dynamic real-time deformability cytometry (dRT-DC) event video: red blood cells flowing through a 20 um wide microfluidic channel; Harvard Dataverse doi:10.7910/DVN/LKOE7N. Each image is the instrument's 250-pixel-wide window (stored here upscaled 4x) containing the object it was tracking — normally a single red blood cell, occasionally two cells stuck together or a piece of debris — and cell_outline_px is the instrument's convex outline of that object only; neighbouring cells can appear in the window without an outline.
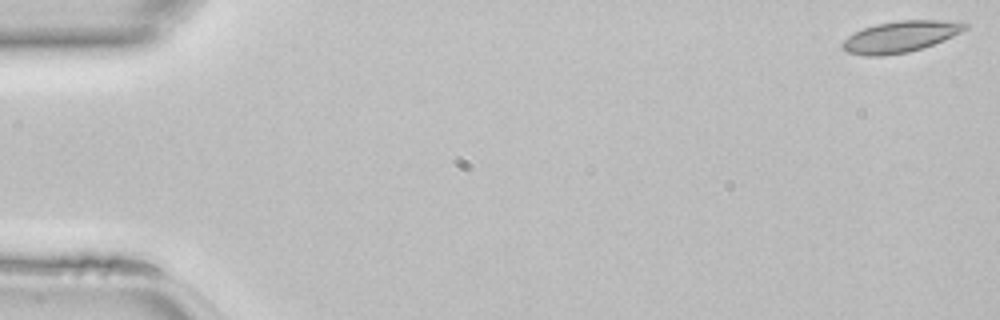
{"species": "common noctule bat (a hibernating species)", "species_latin": "Nyctalus noctula", "temperature_condition": "room temperature", "stored_images_in_passage": 46, "camera_frame_rate_fps": 3000, "um_per_image_px": 0.085, "animal": {"sex": "female", "body_mass_g": 22.7, "forearm_length_mm": 54.2}, "frame": {"image": 1, "passage_image": 1, "time_ms": 0.0, "image_size_px": [1000, 320], "cell_outline_px": [[968, 28], [944, 40], [908, 52], [884, 56], [864, 56], [848, 52], [840, 48], [840, 44], [848, 36], [864, 28], [876, 24], [900, 20], [940, 20], [968, 24]], "centroid_in_image_um": [76.48, 3.13], "position_along_channel_um": 8.5, "area_um2": 22.14}}
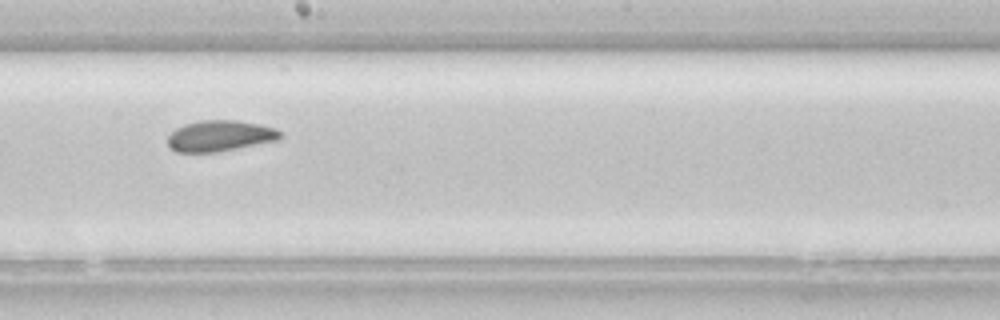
{"frame": {"image": 2, "passage_image": 26, "time_ms": 8.333, "image_size_px": [1000, 320], "cell_outline_px": [[284, 136], [280, 140], [216, 152], [176, 152], [168, 144], [168, 136], [176, 128], [184, 124], [200, 120], [236, 120], [260, 124], [276, 128]], "centroid_in_image_um": [18.73, 11.54], "position_along_channel_um": 229.5, "area_um2": 20.4}}
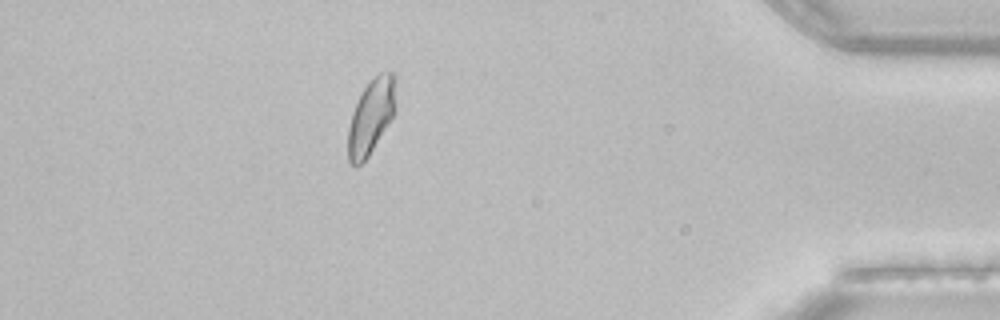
{"frame": {"image": 3, "passage_image": 41, "time_ms": 13.333, "image_size_px": [1000, 320], "cell_outline_px": [[396, 112], [368, 156], [356, 168], [348, 160], [348, 128], [352, 112], [364, 88], [380, 72], [392, 72], [396, 76]], "centroid_in_image_um": [31.57, 9.9], "position_along_channel_um": 403.6, "area_um2": 20.87}}